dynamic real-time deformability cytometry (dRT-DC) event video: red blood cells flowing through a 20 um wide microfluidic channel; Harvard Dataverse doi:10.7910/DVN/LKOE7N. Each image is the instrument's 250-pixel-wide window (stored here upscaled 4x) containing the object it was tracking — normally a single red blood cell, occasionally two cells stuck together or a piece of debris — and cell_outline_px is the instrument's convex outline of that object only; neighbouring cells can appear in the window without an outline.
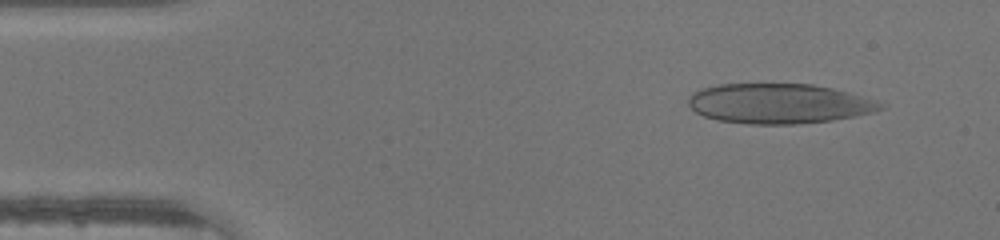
{"species": "human", "species_latin": "Homo sapiens", "temperature_condition": "warm", "stored_images_in_passage": 45, "camera_frame_rate_fps": 3000, "um_per_image_px": 0.085, "donor": {"sex": "male"}, "frame": {"image": 1, "passage_image": 4, "time_ms": 1.0, "image_size_px": [1000, 240], "cell_outline_px": [[888, 104], [884, 108], [876, 112], [832, 120], [796, 124], [748, 124], [716, 120], [704, 116], [696, 112], [688, 104], [688, 96], [692, 92], [700, 88], [720, 84], [812, 84], [832, 88], [848, 92], [876, 100]], "centroid_in_image_um": [66.22, 8.8], "position_along_channel_um": 18.8, "area_um2": 45.03}}
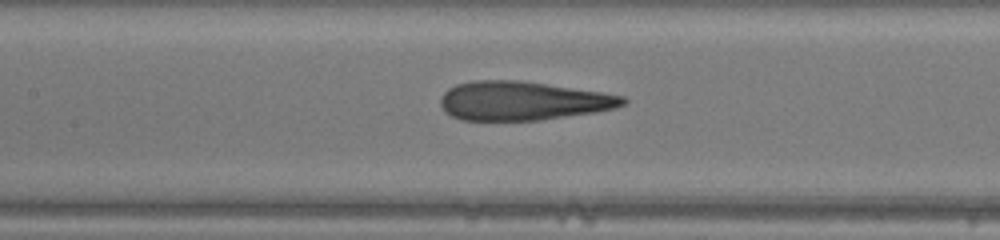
{"frame": {"image": 2, "passage_image": 20, "time_ms": 6.333, "image_size_px": [1000, 240], "cell_outline_px": [[628, 100], [624, 104], [616, 108], [596, 112], [540, 120], [460, 120], [444, 112], [440, 104], [440, 100], [444, 92], [448, 88], [456, 84], [472, 80], [520, 80], [600, 92], [624, 96]], "centroid_in_image_um": [44.4, 8.57], "position_along_channel_um": 163.0, "area_um2": 41.38}}
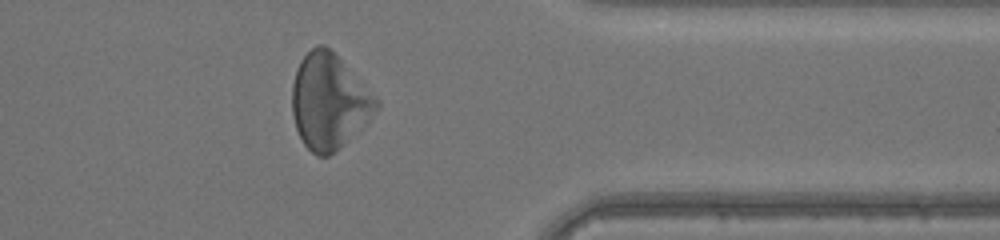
{"frame": {"image": 3, "passage_image": 36, "time_ms": 11.667, "image_size_px": [1000, 240], "cell_outline_px": [[380, 104], [336, 152], [328, 156], [316, 156], [304, 144], [296, 128], [292, 112], [292, 84], [296, 68], [300, 60], [316, 44], [324, 44], [380, 100]], "centroid_in_image_um": [27.91, 8.62], "position_along_channel_um": 383.5, "area_um2": 45.72}}